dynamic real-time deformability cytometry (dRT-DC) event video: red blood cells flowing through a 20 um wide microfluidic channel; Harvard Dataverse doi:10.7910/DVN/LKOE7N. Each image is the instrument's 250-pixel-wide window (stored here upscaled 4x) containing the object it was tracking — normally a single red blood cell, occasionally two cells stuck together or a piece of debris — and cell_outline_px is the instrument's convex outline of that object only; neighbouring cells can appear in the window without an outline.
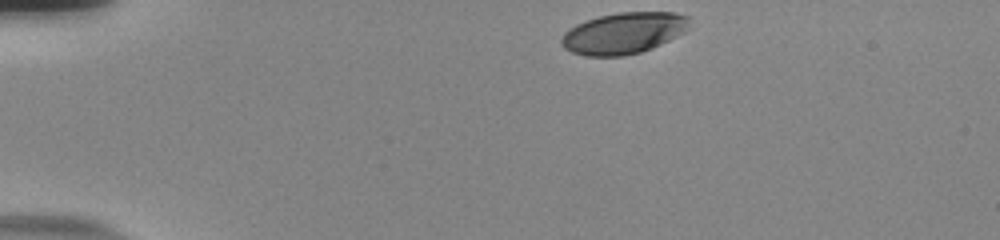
{"species": "human", "species_latin": "Homo sapiens", "temperature_condition": "room temperature", "stored_images_in_passage": 37, "camera_frame_rate_fps": 3000, "um_per_image_px": 0.085, "donor": {"sex": "male"}, "frame": {"image": 1, "passage_image": 1, "time_ms": 0.0, "image_size_px": [1000, 240], "cell_outline_px": [[688, 28], [684, 32], [652, 48], [640, 52], [624, 56], [584, 56], [572, 52], [564, 48], [560, 44], [560, 40], [564, 32], [568, 28], [584, 20], [600, 16], [620, 12], [676, 12], [688, 16]], "centroid_in_image_um": [52.96, 2.81], "position_along_channel_um": 32.0, "area_um2": 30.92}}
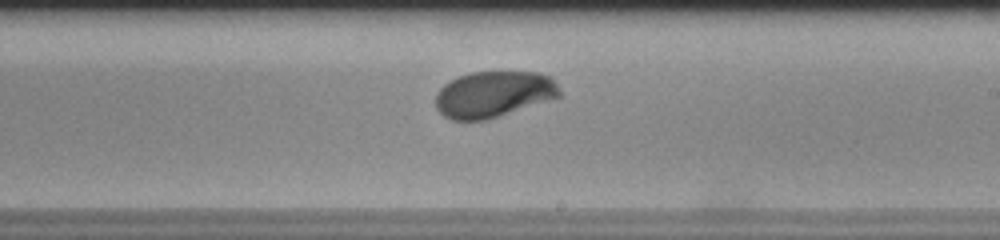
{"frame": {"image": 2, "passage_image": 24, "time_ms": 7.667, "image_size_px": [1000, 240], "cell_outline_px": [[560, 96], [500, 116], [484, 120], [452, 120], [444, 116], [436, 108], [436, 92], [444, 84], [460, 76], [472, 72], [540, 72], [548, 76], [560, 88]], "centroid_in_image_um": [41.93, 8.01], "position_along_channel_um": 247.1, "area_um2": 33.12}}
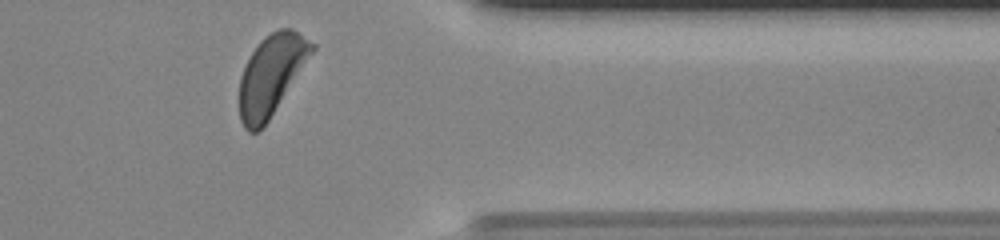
{"frame": {"image": 3, "passage_image": 36, "time_ms": 11.667, "image_size_px": [1000, 240], "cell_outline_px": [[316, 48], [268, 120], [256, 132], [248, 132], [244, 128], [240, 120], [240, 76], [252, 52], [260, 40], [264, 36], [280, 28], [292, 28], [316, 44]], "centroid_in_image_um": [23.06, 6.34], "position_along_channel_um": 388.3, "area_um2": 33.35}, "authors_computed_cell_mechanics": {"area_um2": 33.3506, "velocity_mm_per_s": 3.7635, "shape_relaxation_time_tau1_ms": 2.3554, "shape_relaxation_time_tau2_ms": null, "deformation_change_tau1": 0.1397, "deformation_change_tau2": null}}